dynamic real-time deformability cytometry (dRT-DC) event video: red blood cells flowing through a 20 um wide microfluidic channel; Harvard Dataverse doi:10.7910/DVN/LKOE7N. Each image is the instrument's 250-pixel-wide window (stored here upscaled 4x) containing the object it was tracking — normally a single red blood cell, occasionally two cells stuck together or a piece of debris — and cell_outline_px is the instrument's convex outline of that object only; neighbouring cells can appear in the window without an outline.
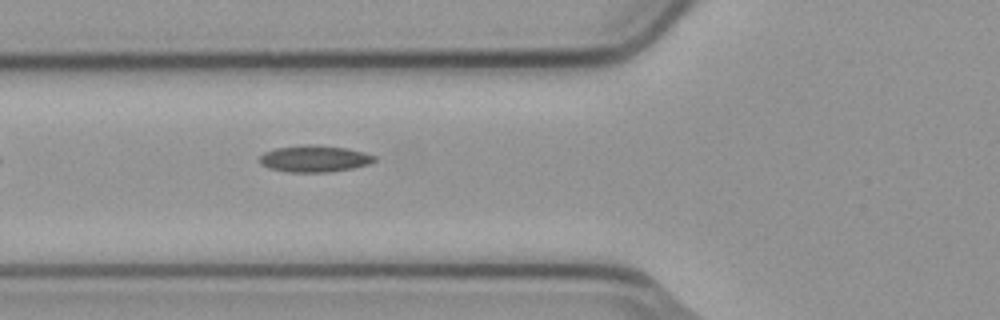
{"species": "common noctule bat (a hibernating species)", "species_latin": "Nyctalus noctula", "temperature_condition": "cold", "stored_images_in_passage": 3, "camera_frame_rate_fps": 3000, "um_per_image_px": 0.085, "animal": {"sex": "male", "body_mass_g": 23.1, "forearm_length_mm": 52.7}, "frame": {"image": 1, "passage_image": 3, "time_ms": 0.667, "image_size_px": [1000, 320], "cell_outline_px": [[376, 160], [368, 164], [352, 168], [328, 172], [288, 172], [268, 168], [260, 164], [260, 156], [264, 152], [276, 148], [304, 144], [312, 144], [344, 148], [364, 152], [376, 156]], "centroid_in_image_um": [26.7, 13.49], "position_along_channel_um": 99.1, "area_um2": 17.8}}